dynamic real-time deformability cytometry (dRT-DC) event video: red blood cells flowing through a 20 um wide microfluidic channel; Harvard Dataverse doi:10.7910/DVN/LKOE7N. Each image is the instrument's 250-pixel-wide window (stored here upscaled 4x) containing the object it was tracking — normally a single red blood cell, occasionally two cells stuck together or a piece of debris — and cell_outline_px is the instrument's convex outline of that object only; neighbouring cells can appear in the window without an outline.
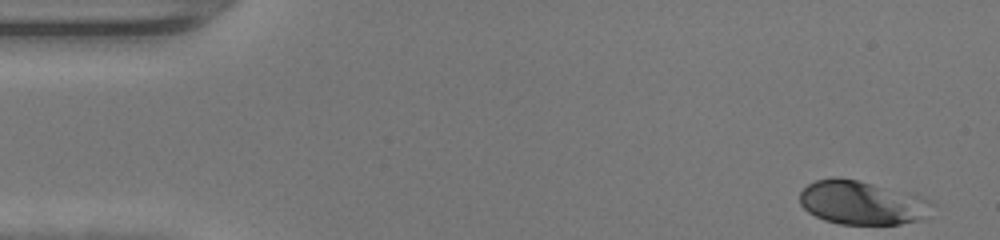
{"species": "human", "species_latin": "Homo sapiens", "temperature_condition": "warm", "stored_images_in_passage": 38, "camera_frame_rate_fps": 3000, "um_per_image_px": 0.085, "donor": {"sex": "female"}, "frame": {"image": 1, "passage_image": 1, "time_ms": 0.0, "image_size_px": [1000, 240], "cell_outline_px": [[920, 220], [900, 224], [840, 224], [824, 220], [808, 212], [800, 204], [800, 192], [808, 184], [816, 180], [832, 176], [836, 176], [856, 180], [872, 184], [880, 188]], "centroid_in_image_um": [72.46, 17.24], "position_along_channel_um": 12.5, "area_um2": 28.32}}
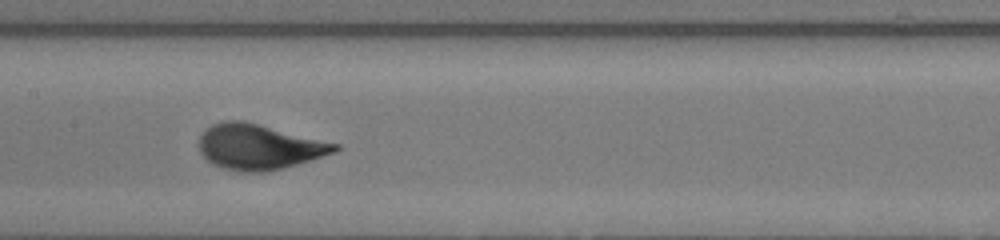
{"frame": {"image": 2, "passage_image": 22, "time_ms": 7.0, "image_size_px": [1000, 240], "cell_outline_px": [[340, 148], [336, 152], [284, 168], [268, 172], [240, 172], [220, 168], [212, 164], [200, 152], [200, 136], [212, 124], [224, 120], [244, 120], [340, 144]], "centroid_in_image_um": [22.02, 12.49], "position_along_channel_um": 185.4, "area_um2": 36.01}}
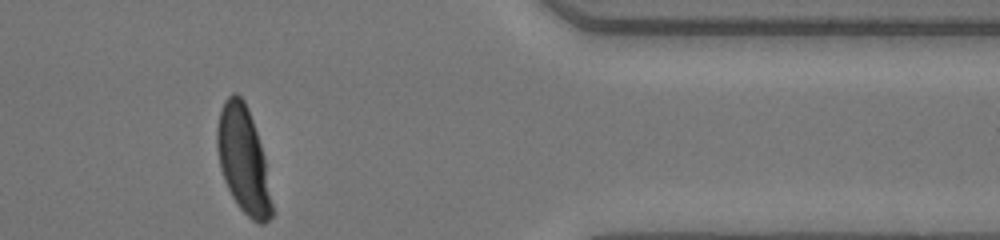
{"frame": {"image": 3, "passage_image": 38, "time_ms": 12.333, "image_size_px": [1000, 240], "cell_outline_px": [[276, 212], [264, 224], [260, 224], [252, 220], [240, 208], [232, 196], [224, 180], [220, 168], [216, 144], [216, 128], [220, 112], [224, 100], [232, 92], [236, 92], [244, 100], [248, 108], [264, 156]], "centroid_in_image_um": [20.7, 13.64], "position_along_channel_um": 390.7, "area_um2": 34.33}, "authors_computed_cell_mechanics": {"area_um2": 34.5644, "velocity_mm_per_s": 4.326, "shape_relaxation_time_tau1_ms": 2.2607, "shape_relaxation_time_tau2_ms": null, "deformation_change_tau1": 0.1807, "deformation_change_tau2": null}}